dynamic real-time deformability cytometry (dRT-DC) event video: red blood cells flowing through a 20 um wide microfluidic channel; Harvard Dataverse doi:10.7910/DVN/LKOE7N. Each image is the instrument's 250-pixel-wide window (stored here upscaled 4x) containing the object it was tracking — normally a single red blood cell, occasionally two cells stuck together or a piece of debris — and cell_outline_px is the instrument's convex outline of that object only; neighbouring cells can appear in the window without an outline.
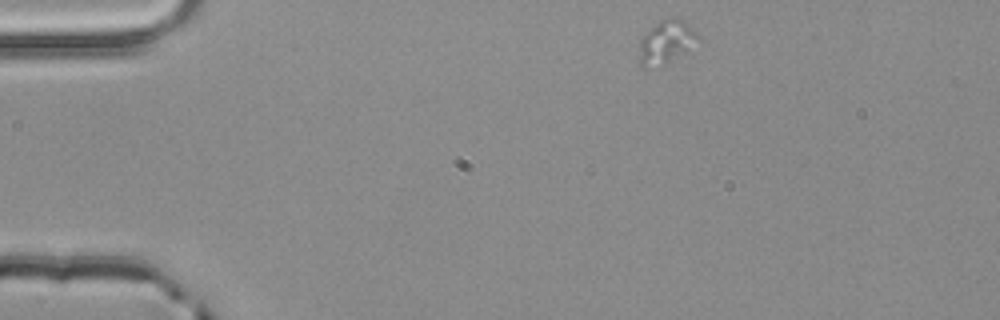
{"species": "common noctule bat (a hibernating species)", "species_latin": "Nyctalus noctula", "temperature_condition": "room temperature", "stored_images_in_passage": 10, "camera_frame_rate_fps": 3000, "um_per_image_px": 0.085, "animal": {"sex": "male", "body_mass_g": 20.4}, "frame": {"image": 1, "passage_image": 1, "time_ms": 0.0, "image_size_px": [1000, 320], "cell_outline_px": [[700, 36], [688, 52], [668, 60], [644, 68], [640, 64], [640, 40], [660, 20], [672, 16], [676, 16], [684, 20]], "centroid_in_image_um": [56.67, 3.51], "position_along_channel_um": 28.3, "area_um2": 14.28}}